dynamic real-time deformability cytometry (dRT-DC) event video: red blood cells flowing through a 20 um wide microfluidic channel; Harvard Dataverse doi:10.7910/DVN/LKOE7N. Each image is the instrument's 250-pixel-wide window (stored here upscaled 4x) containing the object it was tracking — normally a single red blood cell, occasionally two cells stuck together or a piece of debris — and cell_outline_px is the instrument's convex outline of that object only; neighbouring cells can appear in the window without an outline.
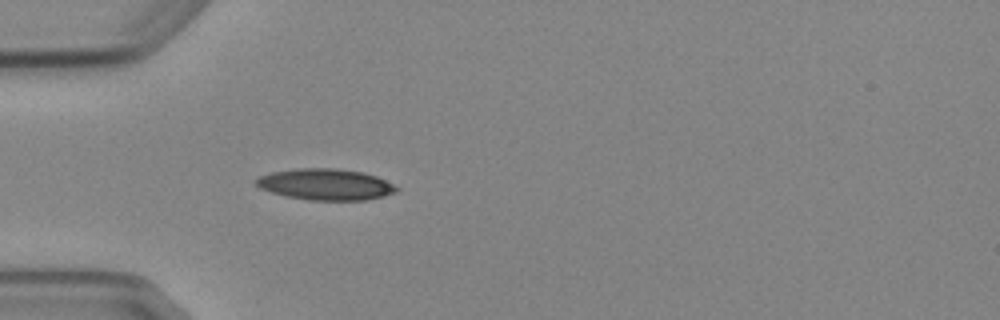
{"species": "Egyptian fruit bat (a non-hibernating species)", "species_latin": "Rousettus aegyptiacus", "temperature_condition": "cold", "stored_images_in_passage": 1, "camera_frame_rate_fps": 3000, "um_per_image_px": 0.085, "animal": {"sex": "female"}, "frame": {"image": 1, "passage_image": 1, "time_ms": 0.0, "image_size_px": [1000, 320], "cell_outline_px": [[400, 188], [396, 192], [384, 196], [368, 200], [308, 200], [288, 196], [272, 192], [260, 188], [256, 184], [256, 180], [260, 176], [272, 172], [300, 168], [336, 168], [364, 172], [376, 176]], "centroid_in_image_um": [27.71, 15.67], "position_along_channel_um": 57.3, "area_um2": 25.43}}